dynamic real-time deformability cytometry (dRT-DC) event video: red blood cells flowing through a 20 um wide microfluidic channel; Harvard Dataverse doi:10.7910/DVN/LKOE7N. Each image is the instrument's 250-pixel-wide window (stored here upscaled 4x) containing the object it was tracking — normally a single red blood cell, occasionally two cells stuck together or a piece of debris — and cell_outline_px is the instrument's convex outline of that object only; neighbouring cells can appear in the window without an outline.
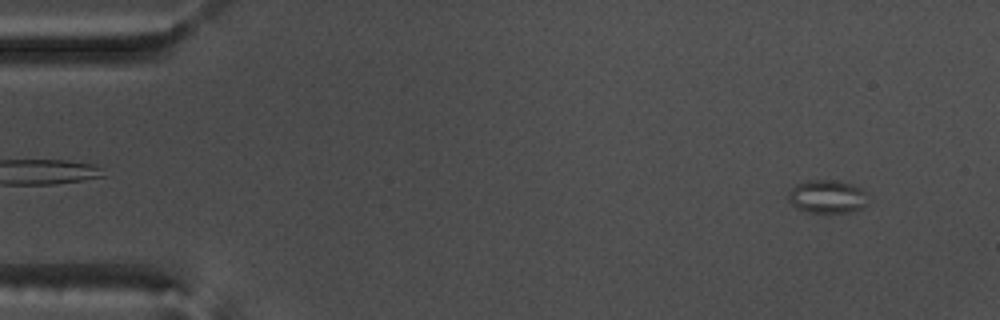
{"species": "common noctule bat (a hibernating species)", "species_latin": "Nyctalus noctula", "temperature_condition": "warm", "stored_images_in_passage": 56, "camera_frame_rate_fps": 3000, "um_per_image_px": 0.085, "animal": {"sex": "male", "body_mass_g": 17.5, "forearm_length_mm": 52.3}, "frame": {"image": 1, "passage_image": 5, "time_ms": 1.333, "image_size_px": [1000, 320], "cell_outline_px": [[872, 200], [864, 208], [848, 212], [808, 212], [792, 204], [788, 200], [788, 192], [796, 184], [804, 180], [840, 180], [852, 184], [860, 188]], "centroid_in_image_um": [70.37, 16.69], "position_along_channel_um": 14.6, "area_um2": 15.66}}
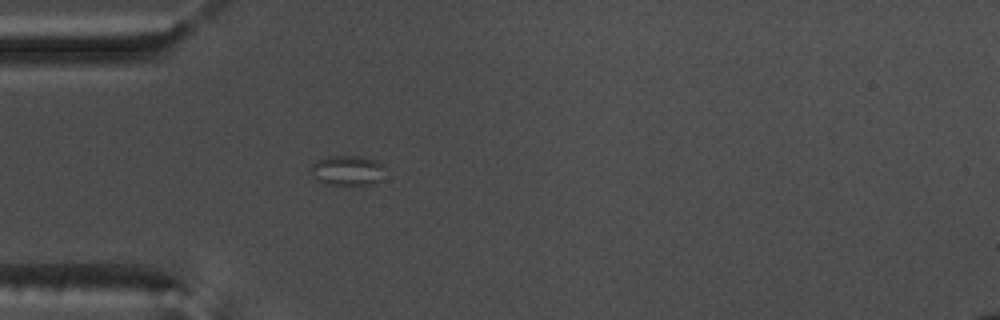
{"frame": {"image": 2, "passage_image": 17, "time_ms": 5.333, "image_size_px": [1000, 320], "cell_outline_px": [[384, 168], [380, 180], [372, 184], [352, 188], [324, 184], [312, 176], [308, 168], [316, 160], [328, 156], [356, 156], [376, 160]], "centroid_in_image_um": [29.47, 14.54], "position_along_channel_um": 55.5, "area_um2": 13.58}}
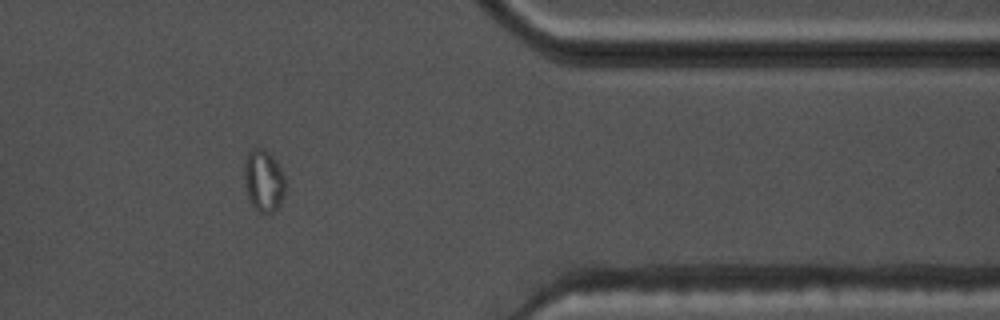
{"frame": {"image": 3, "passage_image": 46, "time_ms": 15.0, "image_size_px": [1000, 320], "cell_outline_px": [[284, 192], [280, 204], [272, 212], [260, 212], [252, 204], [248, 196], [244, 176], [244, 168], [248, 152], [252, 148], [260, 148], [268, 152], [276, 160], [284, 176]], "centroid_in_image_um": [22.41, 15.33], "position_along_channel_um": 389.0, "area_um2": 14.39}}